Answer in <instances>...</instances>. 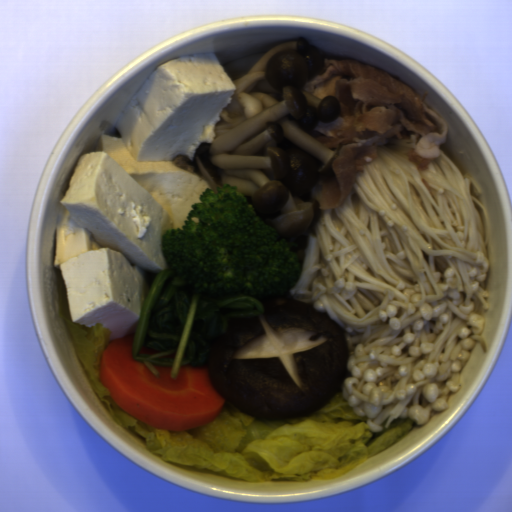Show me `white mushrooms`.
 <instances>
[{"mask_svg":"<svg viewBox=\"0 0 512 512\" xmlns=\"http://www.w3.org/2000/svg\"><path fill=\"white\" fill-rule=\"evenodd\" d=\"M222 66L235 91L214 141L200 143L193 159L176 157L174 165L206 181V189L234 187L260 220L296 243L318 217L313 188L331 172L341 147L330 150L312 133L339 120L338 97L304 91L325 69L323 50L300 38Z\"/></svg>","mask_w":512,"mask_h":512,"instance_id":"1e6be865","label":"white mushrooms"}]
</instances>
